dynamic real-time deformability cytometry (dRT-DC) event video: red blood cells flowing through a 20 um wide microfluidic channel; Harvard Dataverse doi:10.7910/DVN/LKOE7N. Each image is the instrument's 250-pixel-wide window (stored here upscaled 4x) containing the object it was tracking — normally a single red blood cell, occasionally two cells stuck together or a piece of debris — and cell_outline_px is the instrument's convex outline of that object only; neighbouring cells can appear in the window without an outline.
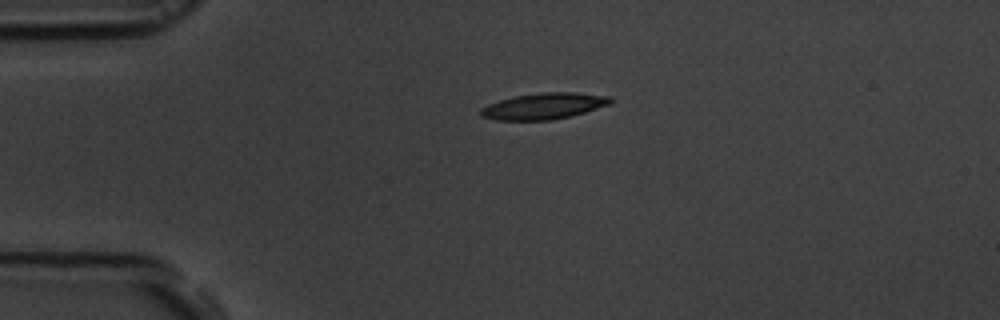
{"species": "common noctule bat (a hibernating species)", "species_latin": "Nyctalus noctula", "temperature_condition": "room temperature", "stored_images_in_passage": 44, "camera_frame_rate_fps": 3000, "um_per_image_px": 0.085, "animal": {"sex": "male", "body_mass_g": 19.5, "forearm_length_mm": 54.6}, "frame": {"image": 1, "passage_image": 1, "time_ms": 0.0, "image_size_px": [1000, 320], "cell_outline_px": [[612, 104], [584, 112], [552, 120], [496, 120], [480, 116], [480, 108], [488, 104], [500, 100], [516, 96], [544, 92], [572, 92], [612, 96]], "centroid_in_image_um": [46.24, 9.01], "position_along_channel_um": 38.8, "area_um2": 19.77}}
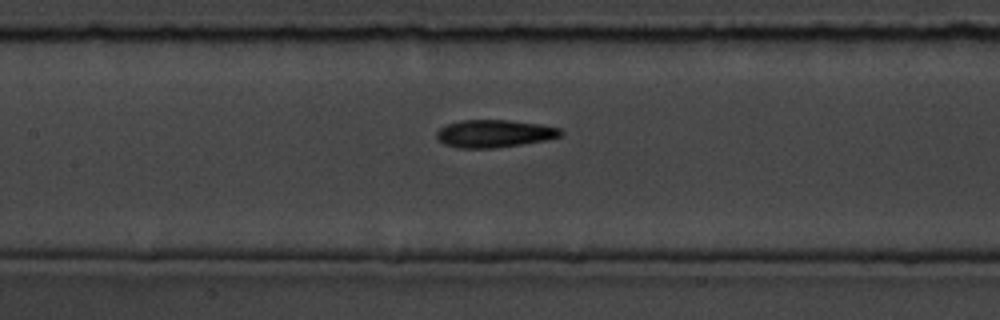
{"frame": {"image": 2, "passage_image": 14, "time_ms": 4.333, "image_size_px": [1000, 320], "cell_outline_px": [[564, 132], [560, 136], [544, 140], [520, 144], [492, 148], [460, 148], [444, 144], [436, 136], [436, 132], [440, 128], [448, 124], [460, 120], [508, 120], [540, 124], [560, 128]], "centroid_in_image_um": [42.01, 11.34], "position_along_channel_um": 165.4, "area_um2": 19.77}}
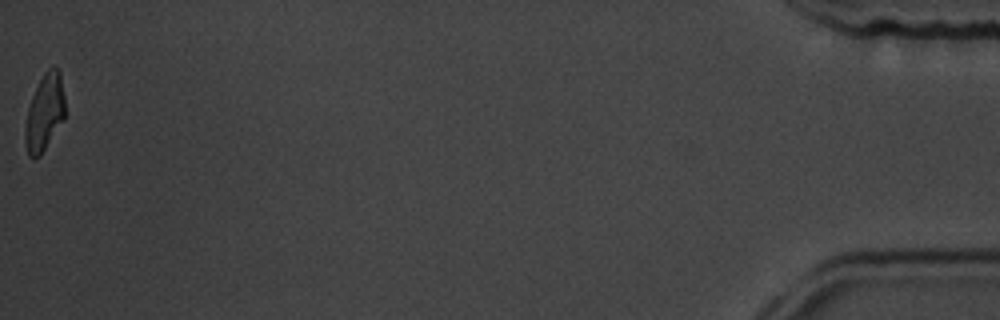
{"frame": {"image": 3, "passage_image": 44, "time_ms": 14.333, "image_size_px": [1000, 320], "cell_outline_px": [[64, 120], [40, 156], [28, 156], [24, 140], [24, 128], [28, 108], [32, 96], [44, 72], [52, 64], [56, 64], [60, 68], [64, 96]], "centroid_in_image_um": [3.8, 9.51], "position_along_channel_um": 431.4, "area_um2": 18.03}, "authors_computed_cell_mechanics": {"area_um2": 19.4786, "velocity_mm_per_s": 3.655, "shape_relaxation_time_tau1_ms": 3.8046, "shape_relaxation_time_tau2_ms": 5.8331, "deformation_change_tau1": 0.1581, "deformation_change_tau2": 0.1259}}